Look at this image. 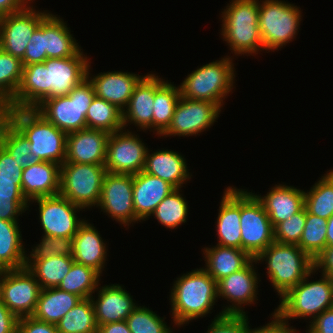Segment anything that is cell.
I'll list each match as a JSON object with an SVG mask.
<instances>
[{
  "mask_svg": "<svg viewBox=\"0 0 333 333\" xmlns=\"http://www.w3.org/2000/svg\"><path fill=\"white\" fill-rule=\"evenodd\" d=\"M83 55L80 50L72 57L23 66L19 88L4 108H35L45 99L68 95L87 78L89 62Z\"/></svg>",
  "mask_w": 333,
  "mask_h": 333,
  "instance_id": "1",
  "label": "cell"
},
{
  "mask_svg": "<svg viewBox=\"0 0 333 333\" xmlns=\"http://www.w3.org/2000/svg\"><path fill=\"white\" fill-rule=\"evenodd\" d=\"M0 113L29 140L31 153L41 161L65 162L67 134L34 108H3Z\"/></svg>",
  "mask_w": 333,
  "mask_h": 333,
  "instance_id": "2",
  "label": "cell"
},
{
  "mask_svg": "<svg viewBox=\"0 0 333 333\" xmlns=\"http://www.w3.org/2000/svg\"><path fill=\"white\" fill-rule=\"evenodd\" d=\"M177 279L170 302L174 323L180 326L208 314L218 295L217 282L203 268Z\"/></svg>",
  "mask_w": 333,
  "mask_h": 333,
  "instance_id": "3",
  "label": "cell"
},
{
  "mask_svg": "<svg viewBox=\"0 0 333 333\" xmlns=\"http://www.w3.org/2000/svg\"><path fill=\"white\" fill-rule=\"evenodd\" d=\"M263 259L268 263V277L280 297L315 268V262L296 244L274 241L255 258Z\"/></svg>",
  "mask_w": 333,
  "mask_h": 333,
  "instance_id": "4",
  "label": "cell"
},
{
  "mask_svg": "<svg viewBox=\"0 0 333 333\" xmlns=\"http://www.w3.org/2000/svg\"><path fill=\"white\" fill-rule=\"evenodd\" d=\"M89 67L87 78L68 95L45 99L34 108L66 134L87 128L86 113L96 96L93 84L89 81Z\"/></svg>",
  "mask_w": 333,
  "mask_h": 333,
  "instance_id": "5",
  "label": "cell"
},
{
  "mask_svg": "<svg viewBox=\"0 0 333 333\" xmlns=\"http://www.w3.org/2000/svg\"><path fill=\"white\" fill-rule=\"evenodd\" d=\"M222 13V36L234 53L252 54L264 50L258 24L259 1L232 0Z\"/></svg>",
  "mask_w": 333,
  "mask_h": 333,
  "instance_id": "6",
  "label": "cell"
},
{
  "mask_svg": "<svg viewBox=\"0 0 333 333\" xmlns=\"http://www.w3.org/2000/svg\"><path fill=\"white\" fill-rule=\"evenodd\" d=\"M314 271L315 268L281 297V303L275 311L284 320L307 316L315 318L326 309L333 307V278L322 274V278L318 281L307 282Z\"/></svg>",
  "mask_w": 333,
  "mask_h": 333,
  "instance_id": "7",
  "label": "cell"
},
{
  "mask_svg": "<svg viewBox=\"0 0 333 333\" xmlns=\"http://www.w3.org/2000/svg\"><path fill=\"white\" fill-rule=\"evenodd\" d=\"M231 63L232 59L226 57L193 71L179 86L181 96L193 100L214 102L221 107L223 98L233 88L235 75Z\"/></svg>",
  "mask_w": 333,
  "mask_h": 333,
  "instance_id": "8",
  "label": "cell"
},
{
  "mask_svg": "<svg viewBox=\"0 0 333 333\" xmlns=\"http://www.w3.org/2000/svg\"><path fill=\"white\" fill-rule=\"evenodd\" d=\"M106 173L104 164L64 162L60 171L59 195L84 209L97 206Z\"/></svg>",
  "mask_w": 333,
  "mask_h": 333,
  "instance_id": "9",
  "label": "cell"
},
{
  "mask_svg": "<svg viewBox=\"0 0 333 333\" xmlns=\"http://www.w3.org/2000/svg\"><path fill=\"white\" fill-rule=\"evenodd\" d=\"M301 13L297 6L278 0L259 3V31L264 50H277L295 37Z\"/></svg>",
  "mask_w": 333,
  "mask_h": 333,
  "instance_id": "10",
  "label": "cell"
},
{
  "mask_svg": "<svg viewBox=\"0 0 333 333\" xmlns=\"http://www.w3.org/2000/svg\"><path fill=\"white\" fill-rule=\"evenodd\" d=\"M241 249L253 259L275 241L274 227L252 192L240 190Z\"/></svg>",
  "mask_w": 333,
  "mask_h": 333,
  "instance_id": "11",
  "label": "cell"
},
{
  "mask_svg": "<svg viewBox=\"0 0 333 333\" xmlns=\"http://www.w3.org/2000/svg\"><path fill=\"white\" fill-rule=\"evenodd\" d=\"M40 291L39 282L26 267L0 271V299L18 319L33 315Z\"/></svg>",
  "mask_w": 333,
  "mask_h": 333,
  "instance_id": "12",
  "label": "cell"
},
{
  "mask_svg": "<svg viewBox=\"0 0 333 333\" xmlns=\"http://www.w3.org/2000/svg\"><path fill=\"white\" fill-rule=\"evenodd\" d=\"M147 151L137 135L116 131L107 140L105 169L109 173L135 175L143 171Z\"/></svg>",
  "mask_w": 333,
  "mask_h": 333,
  "instance_id": "13",
  "label": "cell"
},
{
  "mask_svg": "<svg viewBox=\"0 0 333 333\" xmlns=\"http://www.w3.org/2000/svg\"><path fill=\"white\" fill-rule=\"evenodd\" d=\"M26 6L19 12L0 17V49L22 59L40 23L49 15Z\"/></svg>",
  "mask_w": 333,
  "mask_h": 333,
  "instance_id": "14",
  "label": "cell"
},
{
  "mask_svg": "<svg viewBox=\"0 0 333 333\" xmlns=\"http://www.w3.org/2000/svg\"><path fill=\"white\" fill-rule=\"evenodd\" d=\"M98 206L125 226L140 221L133 205V175L107 172Z\"/></svg>",
  "mask_w": 333,
  "mask_h": 333,
  "instance_id": "15",
  "label": "cell"
},
{
  "mask_svg": "<svg viewBox=\"0 0 333 333\" xmlns=\"http://www.w3.org/2000/svg\"><path fill=\"white\" fill-rule=\"evenodd\" d=\"M220 106L210 101L180 97L168 128L161 135L191 136L212 126L219 116Z\"/></svg>",
  "mask_w": 333,
  "mask_h": 333,
  "instance_id": "16",
  "label": "cell"
},
{
  "mask_svg": "<svg viewBox=\"0 0 333 333\" xmlns=\"http://www.w3.org/2000/svg\"><path fill=\"white\" fill-rule=\"evenodd\" d=\"M39 205V217L46 236L72 238L84 222L76 217L82 207L73 204L61 195L34 199Z\"/></svg>",
  "mask_w": 333,
  "mask_h": 333,
  "instance_id": "17",
  "label": "cell"
},
{
  "mask_svg": "<svg viewBox=\"0 0 333 333\" xmlns=\"http://www.w3.org/2000/svg\"><path fill=\"white\" fill-rule=\"evenodd\" d=\"M253 259L243 269L230 274L217 282V295L233 302L229 307H225L222 314H246L240 307L242 304L253 303L256 299L258 278L255 272Z\"/></svg>",
  "mask_w": 333,
  "mask_h": 333,
  "instance_id": "18",
  "label": "cell"
},
{
  "mask_svg": "<svg viewBox=\"0 0 333 333\" xmlns=\"http://www.w3.org/2000/svg\"><path fill=\"white\" fill-rule=\"evenodd\" d=\"M108 137L106 131L88 128L68 133L65 162L104 164Z\"/></svg>",
  "mask_w": 333,
  "mask_h": 333,
  "instance_id": "19",
  "label": "cell"
},
{
  "mask_svg": "<svg viewBox=\"0 0 333 333\" xmlns=\"http://www.w3.org/2000/svg\"><path fill=\"white\" fill-rule=\"evenodd\" d=\"M61 165L41 161L22 170L21 191L27 201L55 196L60 190Z\"/></svg>",
  "mask_w": 333,
  "mask_h": 333,
  "instance_id": "20",
  "label": "cell"
},
{
  "mask_svg": "<svg viewBox=\"0 0 333 333\" xmlns=\"http://www.w3.org/2000/svg\"><path fill=\"white\" fill-rule=\"evenodd\" d=\"M93 299L91 297L98 327L126 320L137 307L127 290L118 284L100 288L98 300Z\"/></svg>",
  "mask_w": 333,
  "mask_h": 333,
  "instance_id": "21",
  "label": "cell"
},
{
  "mask_svg": "<svg viewBox=\"0 0 333 333\" xmlns=\"http://www.w3.org/2000/svg\"><path fill=\"white\" fill-rule=\"evenodd\" d=\"M174 189L168 182L144 171L133 175V205L136 216L140 220L147 219Z\"/></svg>",
  "mask_w": 333,
  "mask_h": 333,
  "instance_id": "22",
  "label": "cell"
},
{
  "mask_svg": "<svg viewBox=\"0 0 333 333\" xmlns=\"http://www.w3.org/2000/svg\"><path fill=\"white\" fill-rule=\"evenodd\" d=\"M143 76L127 72H106L98 74L89 81L93 84L95 95L124 110L129 103L135 86Z\"/></svg>",
  "mask_w": 333,
  "mask_h": 333,
  "instance_id": "23",
  "label": "cell"
},
{
  "mask_svg": "<svg viewBox=\"0 0 333 333\" xmlns=\"http://www.w3.org/2000/svg\"><path fill=\"white\" fill-rule=\"evenodd\" d=\"M217 219L218 245L241 249L240 190H225Z\"/></svg>",
  "mask_w": 333,
  "mask_h": 333,
  "instance_id": "24",
  "label": "cell"
},
{
  "mask_svg": "<svg viewBox=\"0 0 333 333\" xmlns=\"http://www.w3.org/2000/svg\"><path fill=\"white\" fill-rule=\"evenodd\" d=\"M304 192L293 186L276 185L266 196H255L262 203L275 227L304 208Z\"/></svg>",
  "mask_w": 333,
  "mask_h": 333,
  "instance_id": "25",
  "label": "cell"
},
{
  "mask_svg": "<svg viewBox=\"0 0 333 333\" xmlns=\"http://www.w3.org/2000/svg\"><path fill=\"white\" fill-rule=\"evenodd\" d=\"M74 262L92 267L100 274L106 260V246L95 227L83 222L73 237Z\"/></svg>",
  "mask_w": 333,
  "mask_h": 333,
  "instance_id": "26",
  "label": "cell"
},
{
  "mask_svg": "<svg viewBox=\"0 0 333 333\" xmlns=\"http://www.w3.org/2000/svg\"><path fill=\"white\" fill-rule=\"evenodd\" d=\"M154 102V74L145 75L135 86L126 109L123 110L124 127L130 121L146 130L152 127Z\"/></svg>",
  "mask_w": 333,
  "mask_h": 333,
  "instance_id": "27",
  "label": "cell"
},
{
  "mask_svg": "<svg viewBox=\"0 0 333 333\" xmlns=\"http://www.w3.org/2000/svg\"><path fill=\"white\" fill-rule=\"evenodd\" d=\"M148 152L143 171L161 178L174 188L180 189L190 175L184 157L171 150H161L152 154Z\"/></svg>",
  "mask_w": 333,
  "mask_h": 333,
  "instance_id": "28",
  "label": "cell"
},
{
  "mask_svg": "<svg viewBox=\"0 0 333 333\" xmlns=\"http://www.w3.org/2000/svg\"><path fill=\"white\" fill-rule=\"evenodd\" d=\"M207 273L216 281L235 273L246 267L253 258L242 249L224 247L204 249Z\"/></svg>",
  "mask_w": 333,
  "mask_h": 333,
  "instance_id": "29",
  "label": "cell"
},
{
  "mask_svg": "<svg viewBox=\"0 0 333 333\" xmlns=\"http://www.w3.org/2000/svg\"><path fill=\"white\" fill-rule=\"evenodd\" d=\"M82 299L58 288L41 289L33 317L56 325Z\"/></svg>",
  "mask_w": 333,
  "mask_h": 333,
  "instance_id": "30",
  "label": "cell"
},
{
  "mask_svg": "<svg viewBox=\"0 0 333 333\" xmlns=\"http://www.w3.org/2000/svg\"><path fill=\"white\" fill-rule=\"evenodd\" d=\"M44 43L46 59L72 57L80 51L68 27L53 14L44 19Z\"/></svg>",
  "mask_w": 333,
  "mask_h": 333,
  "instance_id": "31",
  "label": "cell"
},
{
  "mask_svg": "<svg viewBox=\"0 0 333 333\" xmlns=\"http://www.w3.org/2000/svg\"><path fill=\"white\" fill-rule=\"evenodd\" d=\"M181 97L180 88L154 74V102L152 128L162 134L170 125L176 105Z\"/></svg>",
  "mask_w": 333,
  "mask_h": 333,
  "instance_id": "32",
  "label": "cell"
},
{
  "mask_svg": "<svg viewBox=\"0 0 333 333\" xmlns=\"http://www.w3.org/2000/svg\"><path fill=\"white\" fill-rule=\"evenodd\" d=\"M20 233L18 222L0 219V271L25 267L27 256Z\"/></svg>",
  "mask_w": 333,
  "mask_h": 333,
  "instance_id": "33",
  "label": "cell"
},
{
  "mask_svg": "<svg viewBox=\"0 0 333 333\" xmlns=\"http://www.w3.org/2000/svg\"><path fill=\"white\" fill-rule=\"evenodd\" d=\"M26 260L25 267L35 276L41 289L57 288L74 263L73 257L58 255L45 259H29L28 256Z\"/></svg>",
  "mask_w": 333,
  "mask_h": 333,
  "instance_id": "34",
  "label": "cell"
},
{
  "mask_svg": "<svg viewBox=\"0 0 333 333\" xmlns=\"http://www.w3.org/2000/svg\"><path fill=\"white\" fill-rule=\"evenodd\" d=\"M0 145L21 163V167L41 162L38 156L31 153L29 140L2 114L0 113Z\"/></svg>",
  "mask_w": 333,
  "mask_h": 333,
  "instance_id": "35",
  "label": "cell"
},
{
  "mask_svg": "<svg viewBox=\"0 0 333 333\" xmlns=\"http://www.w3.org/2000/svg\"><path fill=\"white\" fill-rule=\"evenodd\" d=\"M86 124L88 129L103 130L112 134L124 128L123 111L95 96L86 113Z\"/></svg>",
  "mask_w": 333,
  "mask_h": 333,
  "instance_id": "36",
  "label": "cell"
},
{
  "mask_svg": "<svg viewBox=\"0 0 333 333\" xmlns=\"http://www.w3.org/2000/svg\"><path fill=\"white\" fill-rule=\"evenodd\" d=\"M59 333H98L91 298L82 299L56 324Z\"/></svg>",
  "mask_w": 333,
  "mask_h": 333,
  "instance_id": "37",
  "label": "cell"
},
{
  "mask_svg": "<svg viewBox=\"0 0 333 333\" xmlns=\"http://www.w3.org/2000/svg\"><path fill=\"white\" fill-rule=\"evenodd\" d=\"M100 273L92 267L74 262L69 273L58 285V289L75 294L81 299L92 297L98 289Z\"/></svg>",
  "mask_w": 333,
  "mask_h": 333,
  "instance_id": "38",
  "label": "cell"
},
{
  "mask_svg": "<svg viewBox=\"0 0 333 333\" xmlns=\"http://www.w3.org/2000/svg\"><path fill=\"white\" fill-rule=\"evenodd\" d=\"M304 207L310 214L328 219L333 215V170L304 192Z\"/></svg>",
  "mask_w": 333,
  "mask_h": 333,
  "instance_id": "39",
  "label": "cell"
},
{
  "mask_svg": "<svg viewBox=\"0 0 333 333\" xmlns=\"http://www.w3.org/2000/svg\"><path fill=\"white\" fill-rule=\"evenodd\" d=\"M20 58L0 49V111L13 99L22 79Z\"/></svg>",
  "mask_w": 333,
  "mask_h": 333,
  "instance_id": "40",
  "label": "cell"
},
{
  "mask_svg": "<svg viewBox=\"0 0 333 333\" xmlns=\"http://www.w3.org/2000/svg\"><path fill=\"white\" fill-rule=\"evenodd\" d=\"M327 219L306 211V222L297 244L313 261L326 249Z\"/></svg>",
  "mask_w": 333,
  "mask_h": 333,
  "instance_id": "41",
  "label": "cell"
},
{
  "mask_svg": "<svg viewBox=\"0 0 333 333\" xmlns=\"http://www.w3.org/2000/svg\"><path fill=\"white\" fill-rule=\"evenodd\" d=\"M188 205L175 188L156 207L153 216L165 227L173 229L186 222Z\"/></svg>",
  "mask_w": 333,
  "mask_h": 333,
  "instance_id": "42",
  "label": "cell"
},
{
  "mask_svg": "<svg viewBox=\"0 0 333 333\" xmlns=\"http://www.w3.org/2000/svg\"><path fill=\"white\" fill-rule=\"evenodd\" d=\"M125 321L131 333H172L162 318L144 306H137Z\"/></svg>",
  "mask_w": 333,
  "mask_h": 333,
  "instance_id": "43",
  "label": "cell"
},
{
  "mask_svg": "<svg viewBox=\"0 0 333 333\" xmlns=\"http://www.w3.org/2000/svg\"><path fill=\"white\" fill-rule=\"evenodd\" d=\"M306 222V208L274 227L275 241L280 243L298 244Z\"/></svg>",
  "mask_w": 333,
  "mask_h": 333,
  "instance_id": "44",
  "label": "cell"
},
{
  "mask_svg": "<svg viewBox=\"0 0 333 333\" xmlns=\"http://www.w3.org/2000/svg\"><path fill=\"white\" fill-rule=\"evenodd\" d=\"M40 244L32 249L30 259H45L52 256L73 255V240L66 237H51L44 235Z\"/></svg>",
  "mask_w": 333,
  "mask_h": 333,
  "instance_id": "45",
  "label": "cell"
},
{
  "mask_svg": "<svg viewBox=\"0 0 333 333\" xmlns=\"http://www.w3.org/2000/svg\"><path fill=\"white\" fill-rule=\"evenodd\" d=\"M219 314L214 318L207 333H247L249 321L246 314Z\"/></svg>",
  "mask_w": 333,
  "mask_h": 333,
  "instance_id": "46",
  "label": "cell"
},
{
  "mask_svg": "<svg viewBox=\"0 0 333 333\" xmlns=\"http://www.w3.org/2000/svg\"><path fill=\"white\" fill-rule=\"evenodd\" d=\"M46 60L44 43V20L34 31L29 44L27 45L24 57L21 59L23 66L43 63Z\"/></svg>",
  "mask_w": 333,
  "mask_h": 333,
  "instance_id": "47",
  "label": "cell"
},
{
  "mask_svg": "<svg viewBox=\"0 0 333 333\" xmlns=\"http://www.w3.org/2000/svg\"><path fill=\"white\" fill-rule=\"evenodd\" d=\"M26 198H2L0 197V219L17 222V215L27 209Z\"/></svg>",
  "mask_w": 333,
  "mask_h": 333,
  "instance_id": "48",
  "label": "cell"
},
{
  "mask_svg": "<svg viewBox=\"0 0 333 333\" xmlns=\"http://www.w3.org/2000/svg\"><path fill=\"white\" fill-rule=\"evenodd\" d=\"M17 333H59L56 325L38 320L33 316L18 319Z\"/></svg>",
  "mask_w": 333,
  "mask_h": 333,
  "instance_id": "49",
  "label": "cell"
},
{
  "mask_svg": "<svg viewBox=\"0 0 333 333\" xmlns=\"http://www.w3.org/2000/svg\"><path fill=\"white\" fill-rule=\"evenodd\" d=\"M22 170L21 163L0 145V178L22 179Z\"/></svg>",
  "mask_w": 333,
  "mask_h": 333,
  "instance_id": "50",
  "label": "cell"
},
{
  "mask_svg": "<svg viewBox=\"0 0 333 333\" xmlns=\"http://www.w3.org/2000/svg\"><path fill=\"white\" fill-rule=\"evenodd\" d=\"M273 319L271 323L266 324L263 327L249 329V325L247 326V333H296L295 329H291L292 327H288V321L284 320L276 311L272 315ZM287 322V323H286Z\"/></svg>",
  "mask_w": 333,
  "mask_h": 333,
  "instance_id": "51",
  "label": "cell"
},
{
  "mask_svg": "<svg viewBox=\"0 0 333 333\" xmlns=\"http://www.w3.org/2000/svg\"><path fill=\"white\" fill-rule=\"evenodd\" d=\"M308 333H333V307L313 318Z\"/></svg>",
  "mask_w": 333,
  "mask_h": 333,
  "instance_id": "52",
  "label": "cell"
},
{
  "mask_svg": "<svg viewBox=\"0 0 333 333\" xmlns=\"http://www.w3.org/2000/svg\"><path fill=\"white\" fill-rule=\"evenodd\" d=\"M18 318L0 299V333H17Z\"/></svg>",
  "mask_w": 333,
  "mask_h": 333,
  "instance_id": "53",
  "label": "cell"
},
{
  "mask_svg": "<svg viewBox=\"0 0 333 333\" xmlns=\"http://www.w3.org/2000/svg\"><path fill=\"white\" fill-rule=\"evenodd\" d=\"M22 179L0 178V197L25 198L21 191Z\"/></svg>",
  "mask_w": 333,
  "mask_h": 333,
  "instance_id": "54",
  "label": "cell"
},
{
  "mask_svg": "<svg viewBox=\"0 0 333 333\" xmlns=\"http://www.w3.org/2000/svg\"><path fill=\"white\" fill-rule=\"evenodd\" d=\"M314 262L316 271L322 268V274L333 278V246L327 247Z\"/></svg>",
  "mask_w": 333,
  "mask_h": 333,
  "instance_id": "55",
  "label": "cell"
},
{
  "mask_svg": "<svg viewBox=\"0 0 333 333\" xmlns=\"http://www.w3.org/2000/svg\"><path fill=\"white\" fill-rule=\"evenodd\" d=\"M26 7L24 0H0V17L19 12Z\"/></svg>",
  "mask_w": 333,
  "mask_h": 333,
  "instance_id": "56",
  "label": "cell"
},
{
  "mask_svg": "<svg viewBox=\"0 0 333 333\" xmlns=\"http://www.w3.org/2000/svg\"><path fill=\"white\" fill-rule=\"evenodd\" d=\"M98 333H131L126 321L108 323L98 327Z\"/></svg>",
  "mask_w": 333,
  "mask_h": 333,
  "instance_id": "57",
  "label": "cell"
},
{
  "mask_svg": "<svg viewBox=\"0 0 333 333\" xmlns=\"http://www.w3.org/2000/svg\"><path fill=\"white\" fill-rule=\"evenodd\" d=\"M333 246V215L327 219L326 248Z\"/></svg>",
  "mask_w": 333,
  "mask_h": 333,
  "instance_id": "58",
  "label": "cell"
}]
</instances>
